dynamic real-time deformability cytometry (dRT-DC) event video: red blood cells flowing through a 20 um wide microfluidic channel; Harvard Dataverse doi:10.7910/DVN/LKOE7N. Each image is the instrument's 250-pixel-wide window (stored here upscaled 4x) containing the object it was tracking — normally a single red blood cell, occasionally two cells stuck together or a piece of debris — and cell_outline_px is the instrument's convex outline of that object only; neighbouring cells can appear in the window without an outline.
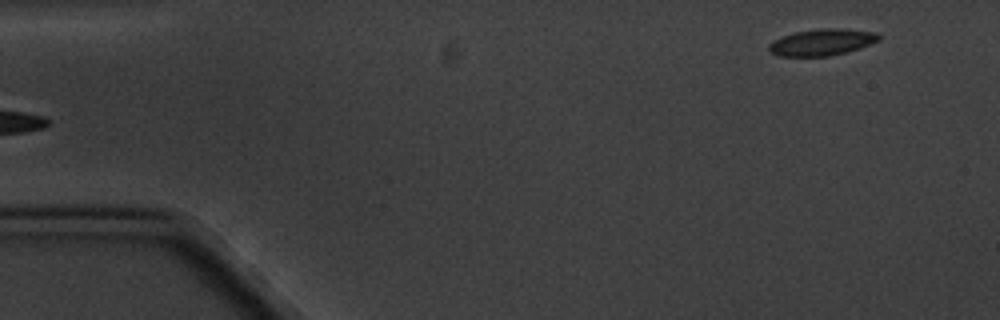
{"species": "common noctule bat (a hibernating species)", "species_latin": "Nyctalus noctula", "temperature_condition": "cold", "stored_images_in_passage": 6, "camera_frame_rate_fps": 3000, "um_per_image_px": 0.085, "animal": {"sex": "male", "body_mass_g": 20.1, "forearm_length_mm": 53.5}, "frame": {"image": 1, "passage_image": 6, "time_ms": 6.667, "image_size_px": [1000, 320], "cell_outline_px": [[880, 40], [860, 48], [848, 52], [828, 56], [780, 56], [772, 52], [768, 48], [768, 44], [772, 40], [792, 32], [820, 28], [840, 28], [876, 32], [880, 36]], "centroid_in_image_um": [69.86, 3.58], "position_along_channel_um": 15.1, "area_um2": 17.17}}